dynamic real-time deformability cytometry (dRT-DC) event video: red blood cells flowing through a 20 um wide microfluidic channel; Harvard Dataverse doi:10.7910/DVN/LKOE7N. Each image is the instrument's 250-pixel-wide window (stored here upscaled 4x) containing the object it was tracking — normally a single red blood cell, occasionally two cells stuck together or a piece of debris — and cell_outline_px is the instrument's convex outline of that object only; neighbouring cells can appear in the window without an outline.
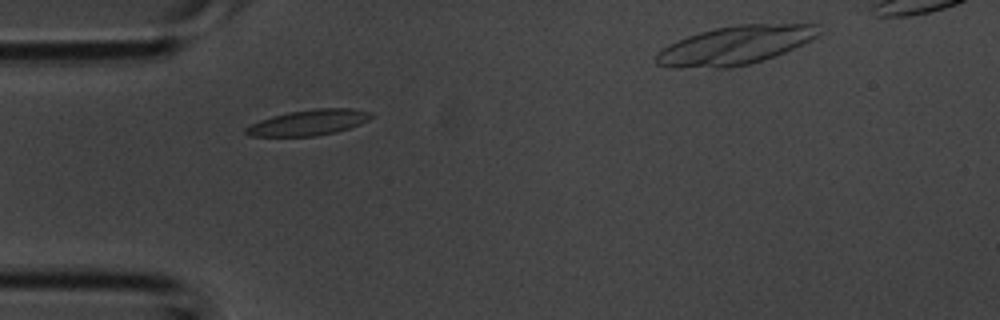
{"species": "common noctule bat (a hibernating species)", "species_latin": "Nyctalus noctula", "temperature_condition": "room temperature", "stored_images_in_passage": 2, "camera_frame_rate_fps": 3000, "um_per_image_px": 0.085, "animal": {"sex": "male", "body_mass_g": 20.1, "forearm_length_mm": 53.5}, "frame": {"image": 1, "passage_image": 1, "time_ms": 0.0, "image_size_px": [1000, 320], "cell_outline_px": [[376, 116], [360, 124], [336, 132], [316, 136], [248, 136], [244, 132], [244, 128], [260, 120], [272, 116], [288, 112], [316, 108], [352, 108], [372, 112]], "centroid_in_image_um": [26.26, 10.41], "position_along_channel_um": 58.7, "area_um2": 18.84}}